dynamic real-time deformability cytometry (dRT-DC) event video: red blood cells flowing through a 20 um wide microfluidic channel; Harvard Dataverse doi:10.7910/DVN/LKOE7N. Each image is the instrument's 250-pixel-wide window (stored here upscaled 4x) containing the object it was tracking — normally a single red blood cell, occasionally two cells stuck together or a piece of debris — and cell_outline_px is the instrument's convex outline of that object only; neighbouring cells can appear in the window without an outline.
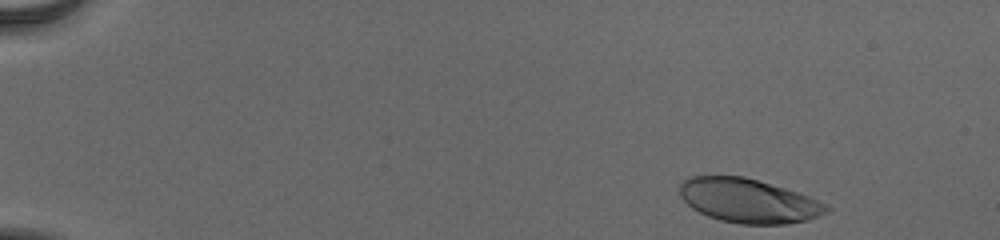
{"species": "human", "species_latin": "Homo sapiens", "temperature_condition": "cold", "stored_images_in_passage": 45, "camera_frame_rate_fps": 3000, "um_per_image_px": 0.085, "donor": {"sex": "male"}, "frame": {"image": 1, "passage_image": 1, "time_ms": 0.0, "image_size_px": [1000, 240], "cell_outline_px": [[832, 208], [828, 212], [820, 216], [808, 220], [788, 224], [740, 224], [720, 220], [708, 216], [692, 208], [680, 196], [680, 184], [688, 176], [744, 176], [784, 188], [808, 196]], "centroid_in_image_um": [63.62, 17.07], "position_along_channel_um": 21.4, "area_um2": 37.57}}
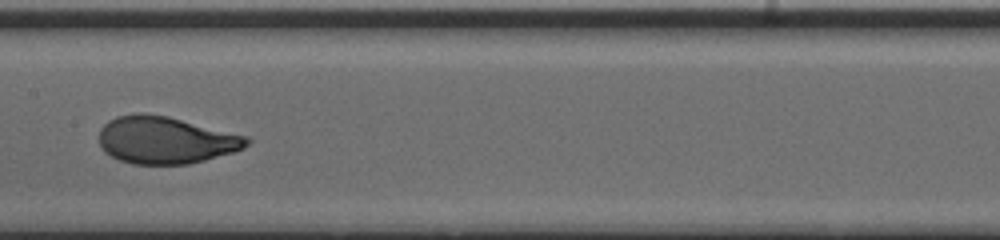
{"frame": {"image": 2, "passage_image": 25, "time_ms": 8.0, "image_size_px": [1000, 240], "cell_outline_px": [[252, 140], [244, 148], [232, 152], [204, 160], [188, 164], [132, 164], [120, 160], [104, 152], [100, 144], [100, 128], [108, 120], [116, 116], [136, 112], [144, 112], [168, 116], [248, 136]], "centroid_in_image_um": [14.06, 11.89], "position_along_channel_um": 193.3, "area_um2": 40.81}}
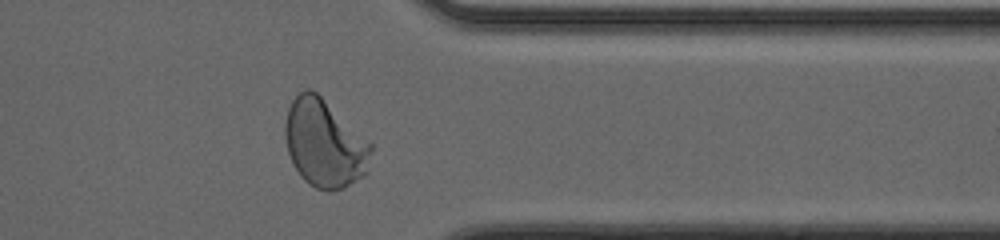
{"frame": {"image": 3, "passage_image": 40, "time_ms": 13.0, "image_size_px": [1000, 240], "cell_outline_px": [[372, 148], [368, 172], [364, 176], [344, 188], [332, 192], [328, 192], [316, 188], [308, 184], [300, 176], [292, 164], [288, 152], [284, 136], [284, 124], [288, 108], [292, 100], [300, 92], [308, 88], [316, 92], [372, 144]], "centroid_in_image_um": [27.57, 12.24], "position_along_channel_um": 383.8, "area_um2": 44.1}, "authors_computed_cell_mechanics": {"area_um2": 40.2288, "velocity_mm_per_s": 3.8735, "shape_relaxation_time_tau1_ms": 3.3323, "shape_relaxation_time_tau2_ms": null, "deformation_change_tau1": 0.1781, "deformation_change_tau2": null}}